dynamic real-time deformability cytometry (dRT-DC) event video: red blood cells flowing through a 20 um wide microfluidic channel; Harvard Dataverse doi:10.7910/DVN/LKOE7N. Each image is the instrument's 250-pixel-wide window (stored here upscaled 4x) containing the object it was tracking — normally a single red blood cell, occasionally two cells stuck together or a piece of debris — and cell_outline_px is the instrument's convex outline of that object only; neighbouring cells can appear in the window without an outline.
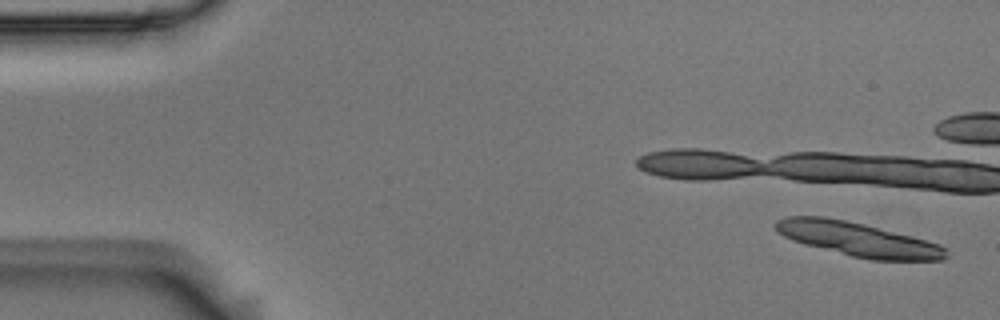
{"species": "Egyptian fruit bat (a non-hibernating species)", "species_latin": "Rousettus aegyptiacus", "temperature_condition": "room temperature", "stored_images_in_passage": 4, "camera_frame_rate_fps": 3000, "um_per_image_px": 0.085, "animal": {"sex": "male"}, "frame": {"image": 1, "passage_image": 1, "time_ms": 0.0, "image_size_px": [1000, 320], "cell_outline_px": [[948, 256], [944, 260], [872, 260], [852, 256], [804, 244], [792, 240], [776, 232], [776, 220], [788, 216], [824, 216], [864, 224], [940, 244], [944, 248]], "centroid_in_image_um": [72.9, 20.34], "position_along_channel_um": 12.1, "area_um2": 33.41}}